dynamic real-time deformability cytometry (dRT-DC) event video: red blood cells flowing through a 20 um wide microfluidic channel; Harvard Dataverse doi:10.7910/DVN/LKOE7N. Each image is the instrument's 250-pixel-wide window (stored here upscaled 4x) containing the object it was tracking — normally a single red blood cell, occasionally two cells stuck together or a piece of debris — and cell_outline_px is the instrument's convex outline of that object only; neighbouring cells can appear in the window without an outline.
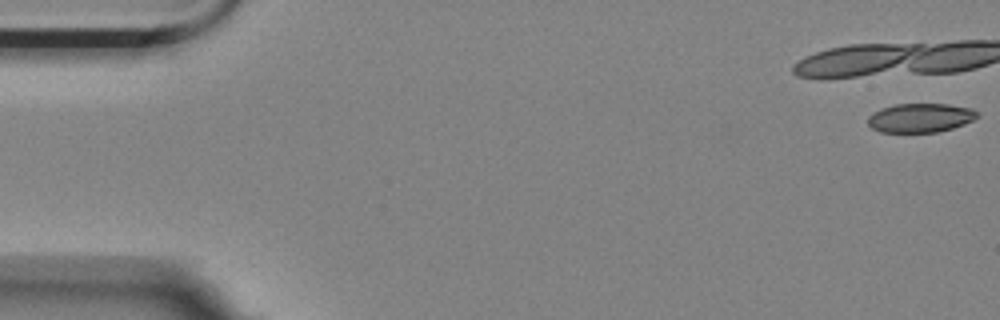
{"species": "Egyptian fruit bat (a non-hibernating species)", "species_latin": "Rousettus aegyptiacus", "temperature_condition": "room temperature", "stored_images_in_passage": 5, "camera_frame_rate_fps": 3000, "um_per_image_px": 0.085, "animal": {"sex": "female"}, "frame": {"image": 1, "passage_image": 1, "time_ms": 0.0, "image_size_px": [1000, 320], "cell_outline_px": [[980, 116], [964, 124], [952, 128], [936, 132], [880, 132], [872, 128], [868, 124], [868, 116], [884, 108], [896, 104], [948, 104], [972, 108], [980, 112]], "centroid_in_image_um": [78.28, 10.01], "position_along_channel_um": 6.7, "area_um2": 18.44}}